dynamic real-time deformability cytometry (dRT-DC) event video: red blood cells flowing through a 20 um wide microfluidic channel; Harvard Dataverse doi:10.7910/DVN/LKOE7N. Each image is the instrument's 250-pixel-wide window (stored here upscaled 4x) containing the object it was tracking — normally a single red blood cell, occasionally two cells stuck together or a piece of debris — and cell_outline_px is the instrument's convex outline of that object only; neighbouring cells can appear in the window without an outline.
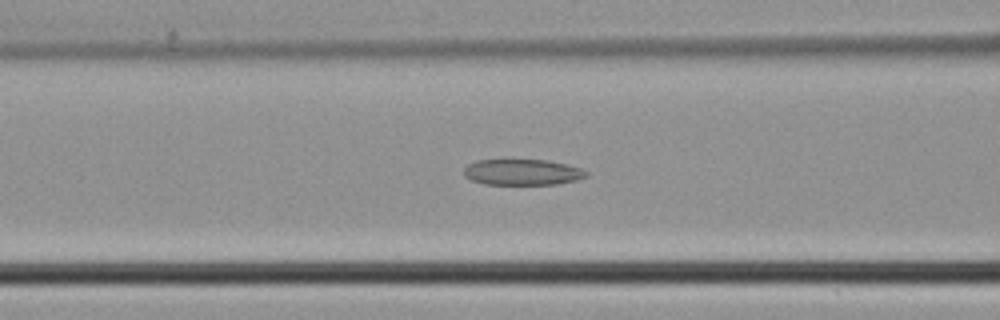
{"species": "common noctule bat (a hibernating species)", "species_latin": "Nyctalus noctula", "temperature_condition": "cold", "stored_images_in_passage": 45, "camera_frame_rate_fps": 3000, "um_per_image_px": 0.085, "animal": {"sex": "male", "body_mass_g": 21.5, "forearm_length_mm": 52.0}, "frame": {"image": 1, "passage_image": 18, "time_ms": 5.667, "image_size_px": [1000, 320], "cell_outline_px": [[588, 176], [576, 180], [556, 184], [484, 184], [472, 180], [464, 176], [464, 168], [468, 164], [476, 160], [548, 160], [580, 168], [588, 172]], "centroid_in_image_um": [44.39, 14.63], "position_along_channel_um": 122.2, "area_um2": 18.38}}
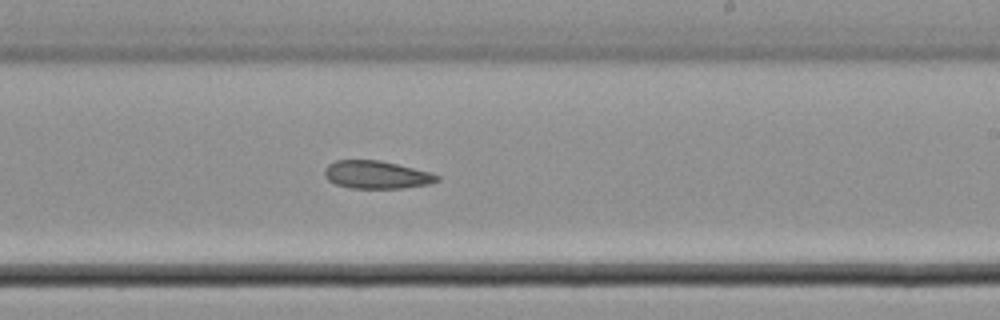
{"frame": {"image": 2, "passage_image": 27, "time_ms": 8.667, "image_size_px": [1000, 320], "cell_outline_px": [[440, 180], [428, 184], [404, 188], [352, 188], [336, 184], [328, 180], [324, 176], [324, 168], [328, 164], [336, 160], [380, 160], [432, 172], [440, 176]], "centroid_in_image_um": [32.01, 14.85], "position_along_channel_um": 257.0, "area_um2": 18.38}}
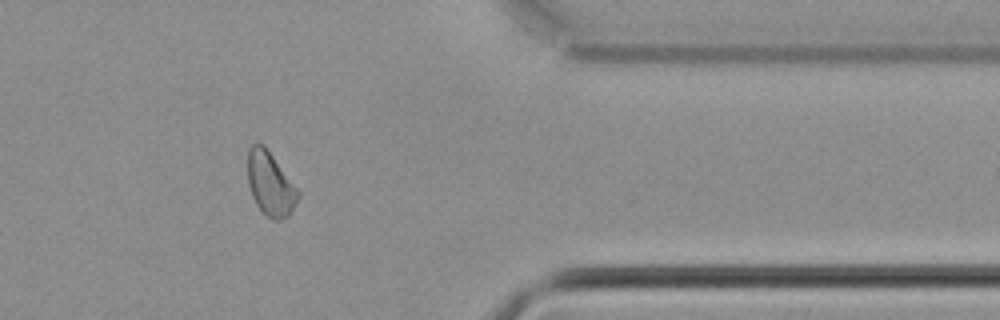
{"frame": {"image": 3, "passage_image": 37, "time_ms": 12.0, "image_size_px": [1000, 320], "cell_outline_px": [[300, 196], [288, 216], [280, 220], [272, 220], [256, 204], [252, 196], [248, 184], [248, 148], [252, 144], [264, 144], [300, 192]], "centroid_in_image_um": [22.97, 15.62], "position_along_channel_um": 388.4, "area_um2": 18.55}}